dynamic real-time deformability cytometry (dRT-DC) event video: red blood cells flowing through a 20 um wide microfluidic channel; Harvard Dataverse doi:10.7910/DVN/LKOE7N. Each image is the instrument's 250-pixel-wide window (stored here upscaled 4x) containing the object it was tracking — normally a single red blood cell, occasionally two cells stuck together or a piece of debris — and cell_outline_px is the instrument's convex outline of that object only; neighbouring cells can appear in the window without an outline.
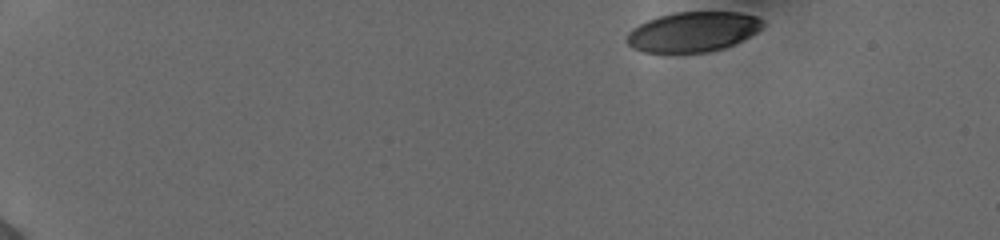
{"species": "human", "species_latin": "Homo sapiens", "temperature_condition": "cold", "stored_images_in_passage": 47, "camera_frame_rate_fps": 3000, "um_per_image_px": 0.085, "donor": {"sex": "female"}, "frame": {"image": 1, "passage_image": 1, "time_ms": 0.0, "image_size_px": [1000, 240], "cell_outline_px": [[764, 24], [756, 32], [724, 48], [708, 52], [644, 52], [632, 48], [624, 40], [628, 32], [632, 28], [648, 20], [660, 16], [676, 12], [740, 12], [756, 16], [764, 20]], "centroid_in_image_um": [58.87, 2.7], "position_along_channel_um": 26.1, "area_um2": 31.5}}
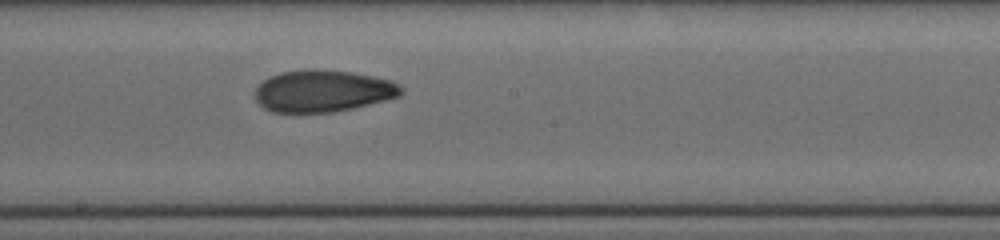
{"frame": {"image": 2, "passage_image": 26, "time_ms": 8.333, "image_size_px": [1000, 240], "cell_outline_px": [[404, 92], [400, 96], [352, 108], [332, 112], [272, 112], [264, 108], [256, 100], [256, 88], [264, 80], [280, 72], [304, 68], [316, 68], [348, 72], [372, 76], [392, 80], [400, 84], [404, 88]], "centroid_in_image_um": [27.46, 7.72], "position_along_channel_um": 220.7, "area_um2": 35.72}}
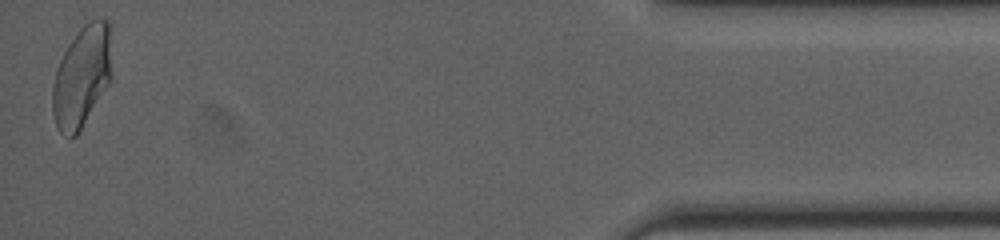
{"frame": {"image": 3, "passage_image": 47, "time_ms": 15.333, "image_size_px": [1000, 240], "cell_outline_px": [[108, 84], [76, 136], [68, 136], [60, 132], [56, 124], [52, 112], [52, 84], [56, 68], [68, 44], [76, 32], [84, 24], [92, 20], [108, 20]], "centroid_in_image_um": [6.86, 6.54], "position_along_channel_um": 428.3, "area_um2": 33.7}, "authors_computed_cell_mechanics": {"area_um2": 35.2002, "velocity_mm_per_s": 3.8848, "shape_relaxation_time_tau1_ms": 7.7025, "shape_relaxation_time_tau2_ms": 2.4542, "deformation_change_tau1": 0.1902, "deformation_change_tau2": 0.0797}}